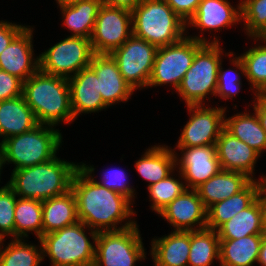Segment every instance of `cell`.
<instances>
[{"instance_id":"1","label":"cell","mask_w":266,"mask_h":266,"mask_svg":"<svg viewBox=\"0 0 266 266\" xmlns=\"http://www.w3.org/2000/svg\"><path fill=\"white\" fill-rule=\"evenodd\" d=\"M94 169V166L80 163L73 176L71 190L76 198L79 221L97 233L120 231L137 224L131 218L136 214L132 201L97 183L92 175ZM118 223L122 226H116Z\"/></svg>"},{"instance_id":"2","label":"cell","mask_w":266,"mask_h":266,"mask_svg":"<svg viewBox=\"0 0 266 266\" xmlns=\"http://www.w3.org/2000/svg\"><path fill=\"white\" fill-rule=\"evenodd\" d=\"M23 96L38 124L54 127L75 120L68 78L38 70L23 82Z\"/></svg>"},{"instance_id":"3","label":"cell","mask_w":266,"mask_h":266,"mask_svg":"<svg viewBox=\"0 0 266 266\" xmlns=\"http://www.w3.org/2000/svg\"><path fill=\"white\" fill-rule=\"evenodd\" d=\"M79 167L78 163L55 156L38 165L12 170L6 184L19 198L44 201L71 190L73 176Z\"/></svg>"},{"instance_id":"4","label":"cell","mask_w":266,"mask_h":266,"mask_svg":"<svg viewBox=\"0 0 266 266\" xmlns=\"http://www.w3.org/2000/svg\"><path fill=\"white\" fill-rule=\"evenodd\" d=\"M131 13L132 35L156 47L177 43L187 35L186 22L164 0H142Z\"/></svg>"},{"instance_id":"5","label":"cell","mask_w":266,"mask_h":266,"mask_svg":"<svg viewBox=\"0 0 266 266\" xmlns=\"http://www.w3.org/2000/svg\"><path fill=\"white\" fill-rule=\"evenodd\" d=\"M62 143L60 130L38 124L33 129L0 142L2 166L14 164L13 170L38 165L56 156Z\"/></svg>"},{"instance_id":"6","label":"cell","mask_w":266,"mask_h":266,"mask_svg":"<svg viewBox=\"0 0 266 266\" xmlns=\"http://www.w3.org/2000/svg\"><path fill=\"white\" fill-rule=\"evenodd\" d=\"M90 229L78 221L73 225L43 235L39 239L43 259L48 256L52 266H93L98 233ZM86 230H90L91 237L87 238ZM89 238L94 240V245Z\"/></svg>"},{"instance_id":"7","label":"cell","mask_w":266,"mask_h":266,"mask_svg":"<svg viewBox=\"0 0 266 266\" xmlns=\"http://www.w3.org/2000/svg\"><path fill=\"white\" fill-rule=\"evenodd\" d=\"M219 43H204L195 53L192 65L177 88L186 105H203L207 95L215 96L218 70L222 62Z\"/></svg>"},{"instance_id":"8","label":"cell","mask_w":266,"mask_h":266,"mask_svg":"<svg viewBox=\"0 0 266 266\" xmlns=\"http://www.w3.org/2000/svg\"><path fill=\"white\" fill-rule=\"evenodd\" d=\"M214 36L213 41L200 36H185L177 43L158 47L153 70L147 87L170 84L173 89L179 87L182 78L193 63L196 51L204 43H219Z\"/></svg>"},{"instance_id":"9","label":"cell","mask_w":266,"mask_h":266,"mask_svg":"<svg viewBox=\"0 0 266 266\" xmlns=\"http://www.w3.org/2000/svg\"><path fill=\"white\" fill-rule=\"evenodd\" d=\"M137 224L120 231L98 232L93 266H135L146 253Z\"/></svg>"},{"instance_id":"10","label":"cell","mask_w":266,"mask_h":266,"mask_svg":"<svg viewBox=\"0 0 266 266\" xmlns=\"http://www.w3.org/2000/svg\"><path fill=\"white\" fill-rule=\"evenodd\" d=\"M94 54L90 39L70 35L39 55V70L70 78L88 67Z\"/></svg>"},{"instance_id":"11","label":"cell","mask_w":266,"mask_h":266,"mask_svg":"<svg viewBox=\"0 0 266 266\" xmlns=\"http://www.w3.org/2000/svg\"><path fill=\"white\" fill-rule=\"evenodd\" d=\"M157 50L155 45L131 35L111 56L124 80L138 90L148 86Z\"/></svg>"},{"instance_id":"12","label":"cell","mask_w":266,"mask_h":266,"mask_svg":"<svg viewBox=\"0 0 266 266\" xmlns=\"http://www.w3.org/2000/svg\"><path fill=\"white\" fill-rule=\"evenodd\" d=\"M131 35V11L102 4L90 37L94 53L111 54Z\"/></svg>"},{"instance_id":"13","label":"cell","mask_w":266,"mask_h":266,"mask_svg":"<svg viewBox=\"0 0 266 266\" xmlns=\"http://www.w3.org/2000/svg\"><path fill=\"white\" fill-rule=\"evenodd\" d=\"M190 118L184 125L176 147L216 145L224 128L226 107L187 106Z\"/></svg>"},{"instance_id":"14","label":"cell","mask_w":266,"mask_h":266,"mask_svg":"<svg viewBox=\"0 0 266 266\" xmlns=\"http://www.w3.org/2000/svg\"><path fill=\"white\" fill-rule=\"evenodd\" d=\"M175 148L182 154L179 158L175 153L176 166L179 165V176L187 189L195 190L221 170L216 145Z\"/></svg>"},{"instance_id":"15","label":"cell","mask_w":266,"mask_h":266,"mask_svg":"<svg viewBox=\"0 0 266 266\" xmlns=\"http://www.w3.org/2000/svg\"><path fill=\"white\" fill-rule=\"evenodd\" d=\"M159 215L167 220L175 231L201 230L207 225V208L194 189H186Z\"/></svg>"},{"instance_id":"16","label":"cell","mask_w":266,"mask_h":266,"mask_svg":"<svg viewBox=\"0 0 266 266\" xmlns=\"http://www.w3.org/2000/svg\"><path fill=\"white\" fill-rule=\"evenodd\" d=\"M98 77L99 93L109 107L127 102L134 89L124 80L111 54H94L89 65Z\"/></svg>"},{"instance_id":"17","label":"cell","mask_w":266,"mask_h":266,"mask_svg":"<svg viewBox=\"0 0 266 266\" xmlns=\"http://www.w3.org/2000/svg\"><path fill=\"white\" fill-rule=\"evenodd\" d=\"M33 28L26 27L0 54V69L25 82L39 70V56L34 59Z\"/></svg>"},{"instance_id":"18","label":"cell","mask_w":266,"mask_h":266,"mask_svg":"<svg viewBox=\"0 0 266 266\" xmlns=\"http://www.w3.org/2000/svg\"><path fill=\"white\" fill-rule=\"evenodd\" d=\"M216 149L221 170L241 172L255 180L254 165L261 156L256 150L230 134L225 128L220 132Z\"/></svg>"},{"instance_id":"19","label":"cell","mask_w":266,"mask_h":266,"mask_svg":"<svg viewBox=\"0 0 266 266\" xmlns=\"http://www.w3.org/2000/svg\"><path fill=\"white\" fill-rule=\"evenodd\" d=\"M68 82L74 119L81 113H94L108 107L99 93L98 77L90 66L68 78Z\"/></svg>"},{"instance_id":"20","label":"cell","mask_w":266,"mask_h":266,"mask_svg":"<svg viewBox=\"0 0 266 266\" xmlns=\"http://www.w3.org/2000/svg\"><path fill=\"white\" fill-rule=\"evenodd\" d=\"M241 20V8H234L228 0H201L195 14L188 20L186 27L200 31L230 27Z\"/></svg>"},{"instance_id":"21","label":"cell","mask_w":266,"mask_h":266,"mask_svg":"<svg viewBox=\"0 0 266 266\" xmlns=\"http://www.w3.org/2000/svg\"><path fill=\"white\" fill-rule=\"evenodd\" d=\"M251 181L244 173L220 170L195 190L208 210L213 204L242 191Z\"/></svg>"},{"instance_id":"22","label":"cell","mask_w":266,"mask_h":266,"mask_svg":"<svg viewBox=\"0 0 266 266\" xmlns=\"http://www.w3.org/2000/svg\"><path fill=\"white\" fill-rule=\"evenodd\" d=\"M151 243L155 266H188L190 231H173Z\"/></svg>"},{"instance_id":"23","label":"cell","mask_w":266,"mask_h":266,"mask_svg":"<svg viewBox=\"0 0 266 266\" xmlns=\"http://www.w3.org/2000/svg\"><path fill=\"white\" fill-rule=\"evenodd\" d=\"M261 179V180H260ZM266 180V175L259 180H252L242 191L231 197L213 204L207 210L206 228L217 230L222 224L233 218L238 212L250 206L256 199L261 181Z\"/></svg>"},{"instance_id":"24","label":"cell","mask_w":266,"mask_h":266,"mask_svg":"<svg viewBox=\"0 0 266 266\" xmlns=\"http://www.w3.org/2000/svg\"><path fill=\"white\" fill-rule=\"evenodd\" d=\"M175 150L165 145H154L135 162L138 174L148 182L147 187L174 173L177 168Z\"/></svg>"},{"instance_id":"25","label":"cell","mask_w":266,"mask_h":266,"mask_svg":"<svg viewBox=\"0 0 266 266\" xmlns=\"http://www.w3.org/2000/svg\"><path fill=\"white\" fill-rule=\"evenodd\" d=\"M38 125L36 117L25 101L20 97L0 101V137L6 138L27 132Z\"/></svg>"},{"instance_id":"26","label":"cell","mask_w":266,"mask_h":266,"mask_svg":"<svg viewBox=\"0 0 266 266\" xmlns=\"http://www.w3.org/2000/svg\"><path fill=\"white\" fill-rule=\"evenodd\" d=\"M77 202L72 190L42 201L43 235L78 222Z\"/></svg>"},{"instance_id":"27","label":"cell","mask_w":266,"mask_h":266,"mask_svg":"<svg viewBox=\"0 0 266 266\" xmlns=\"http://www.w3.org/2000/svg\"><path fill=\"white\" fill-rule=\"evenodd\" d=\"M263 234L239 239H220V266H253L258 263Z\"/></svg>"},{"instance_id":"28","label":"cell","mask_w":266,"mask_h":266,"mask_svg":"<svg viewBox=\"0 0 266 266\" xmlns=\"http://www.w3.org/2000/svg\"><path fill=\"white\" fill-rule=\"evenodd\" d=\"M261 41L265 45H255L241 56L231 60V64L245 75L250 85V90H255L254 94L266 93V37L253 38ZM254 88V89H253Z\"/></svg>"},{"instance_id":"29","label":"cell","mask_w":266,"mask_h":266,"mask_svg":"<svg viewBox=\"0 0 266 266\" xmlns=\"http://www.w3.org/2000/svg\"><path fill=\"white\" fill-rule=\"evenodd\" d=\"M102 6V0H82L78 3L59 7L63 16V25L71 36H82L90 39L96 17Z\"/></svg>"},{"instance_id":"30","label":"cell","mask_w":266,"mask_h":266,"mask_svg":"<svg viewBox=\"0 0 266 266\" xmlns=\"http://www.w3.org/2000/svg\"><path fill=\"white\" fill-rule=\"evenodd\" d=\"M219 239H239L254 234H264L262 211L258 199L238 212L217 230Z\"/></svg>"},{"instance_id":"31","label":"cell","mask_w":266,"mask_h":266,"mask_svg":"<svg viewBox=\"0 0 266 266\" xmlns=\"http://www.w3.org/2000/svg\"><path fill=\"white\" fill-rule=\"evenodd\" d=\"M224 128L259 154L266 150V131L262 128L255 111L252 115L244 112L224 117Z\"/></svg>"},{"instance_id":"32","label":"cell","mask_w":266,"mask_h":266,"mask_svg":"<svg viewBox=\"0 0 266 266\" xmlns=\"http://www.w3.org/2000/svg\"><path fill=\"white\" fill-rule=\"evenodd\" d=\"M220 239L215 230L204 228L190 231L188 266H210L219 257Z\"/></svg>"},{"instance_id":"33","label":"cell","mask_w":266,"mask_h":266,"mask_svg":"<svg viewBox=\"0 0 266 266\" xmlns=\"http://www.w3.org/2000/svg\"><path fill=\"white\" fill-rule=\"evenodd\" d=\"M14 210L15 239L27 238L34 231L37 239L43 236L42 201L17 197Z\"/></svg>"},{"instance_id":"34","label":"cell","mask_w":266,"mask_h":266,"mask_svg":"<svg viewBox=\"0 0 266 266\" xmlns=\"http://www.w3.org/2000/svg\"><path fill=\"white\" fill-rule=\"evenodd\" d=\"M3 241L0 240V266H39L43 261L40 240V247L25 243L24 239H12L4 247Z\"/></svg>"},{"instance_id":"35","label":"cell","mask_w":266,"mask_h":266,"mask_svg":"<svg viewBox=\"0 0 266 266\" xmlns=\"http://www.w3.org/2000/svg\"><path fill=\"white\" fill-rule=\"evenodd\" d=\"M184 184L182 180L175 179L170 174L167 178L148 186L152 211L159 214L170 202L187 189Z\"/></svg>"},{"instance_id":"36","label":"cell","mask_w":266,"mask_h":266,"mask_svg":"<svg viewBox=\"0 0 266 266\" xmlns=\"http://www.w3.org/2000/svg\"><path fill=\"white\" fill-rule=\"evenodd\" d=\"M241 20L248 37H266V0H250L241 7Z\"/></svg>"},{"instance_id":"37","label":"cell","mask_w":266,"mask_h":266,"mask_svg":"<svg viewBox=\"0 0 266 266\" xmlns=\"http://www.w3.org/2000/svg\"><path fill=\"white\" fill-rule=\"evenodd\" d=\"M16 197L18 196L7 184L0 188V240H4V237L8 235L15 239Z\"/></svg>"},{"instance_id":"38","label":"cell","mask_w":266,"mask_h":266,"mask_svg":"<svg viewBox=\"0 0 266 266\" xmlns=\"http://www.w3.org/2000/svg\"><path fill=\"white\" fill-rule=\"evenodd\" d=\"M102 176L103 177L101 181H97L96 179L94 180L105 188L116 191L126 196L131 201H134V197L136 195L135 189H133L132 186H129L130 183L127 182V175L124 170H122L121 168L107 169V171H105Z\"/></svg>"},{"instance_id":"39","label":"cell","mask_w":266,"mask_h":266,"mask_svg":"<svg viewBox=\"0 0 266 266\" xmlns=\"http://www.w3.org/2000/svg\"><path fill=\"white\" fill-rule=\"evenodd\" d=\"M241 76L235 69L223 70L222 62L218 70V81L215 97L218 96L221 99H231L239 93L242 83Z\"/></svg>"},{"instance_id":"40","label":"cell","mask_w":266,"mask_h":266,"mask_svg":"<svg viewBox=\"0 0 266 266\" xmlns=\"http://www.w3.org/2000/svg\"><path fill=\"white\" fill-rule=\"evenodd\" d=\"M23 95V81L0 69V101Z\"/></svg>"},{"instance_id":"41","label":"cell","mask_w":266,"mask_h":266,"mask_svg":"<svg viewBox=\"0 0 266 266\" xmlns=\"http://www.w3.org/2000/svg\"><path fill=\"white\" fill-rule=\"evenodd\" d=\"M26 27L6 20L0 21V54Z\"/></svg>"},{"instance_id":"42","label":"cell","mask_w":266,"mask_h":266,"mask_svg":"<svg viewBox=\"0 0 266 266\" xmlns=\"http://www.w3.org/2000/svg\"><path fill=\"white\" fill-rule=\"evenodd\" d=\"M186 23L195 14L201 0H164Z\"/></svg>"},{"instance_id":"43","label":"cell","mask_w":266,"mask_h":266,"mask_svg":"<svg viewBox=\"0 0 266 266\" xmlns=\"http://www.w3.org/2000/svg\"><path fill=\"white\" fill-rule=\"evenodd\" d=\"M253 111L256 112L262 128L266 131V93L255 94Z\"/></svg>"},{"instance_id":"44","label":"cell","mask_w":266,"mask_h":266,"mask_svg":"<svg viewBox=\"0 0 266 266\" xmlns=\"http://www.w3.org/2000/svg\"><path fill=\"white\" fill-rule=\"evenodd\" d=\"M142 0H102V4L132 11Z\"/></svg>"},{"instance_id":"45","label":"cell","mask_w":266,"mask_h":266,"mask_svg":"<svg viewBox=\"0 0 266 266\" xmlns=\"http://www.w3.org/2000/svg\"><path fill=\"white\" fill-rule=\"evenodd\" d=\"M257 199L261 207L264 232L266 233V180L260 183Z\"/></svg>"},{"instance_id":"46","label":"cell","mask_w":266,"mask_h":266,"mask_svg":"<svg viewBox=\"0 0 266 266\" xmlns=\"http://www.w3.org/2000/svg\"><path fill=\"white\" fill-rule=\"evenodd\" d=\"M258 264H260V266H266V233L263 234L259 257H258Z\"/></svg>"},{"instance_id":"47","label":"cell","mask_w":266,"mask_h":266,"mask_svg":"<svg viewBox=\"0 0 266 266\" xmlns=\"http://www.w3.org/2000/svg\"><path fill=\"white\" fill-rule=\"evenodd\" d=\"M82 0H56V2L58 3V6H67V5H72L75 3H78Z\"/></svg>"},{"instance_id":"48","label":"cell","mask_w":266,"mask_h":266,"mask_svg":"<svg viewBox=\"0 0 266 266\" xmlns=\"http://www.w3.org/2000/svg\"><path fill=\"white\" fill-rule=\"evenodd\" d=\"M248 1H250V0H242L240 3H238L239 5V7L241 8L244 4H246Z\"/></svg>"},{"instance_id":"49","label":"cell","mask_w":266,"mask_h":266,"mask_svg":"<svg viewBox=\"0 0 266 266\" xmlns=\"http://www.w3.org/2000/svg\"><path fill=\"white\" fill-rule=\"evenodd\" d=\"M3 166H2V159H1V151H0V175H1V170H2ZM1 177V176H0Z\"/></svg>"}]
</instances>
